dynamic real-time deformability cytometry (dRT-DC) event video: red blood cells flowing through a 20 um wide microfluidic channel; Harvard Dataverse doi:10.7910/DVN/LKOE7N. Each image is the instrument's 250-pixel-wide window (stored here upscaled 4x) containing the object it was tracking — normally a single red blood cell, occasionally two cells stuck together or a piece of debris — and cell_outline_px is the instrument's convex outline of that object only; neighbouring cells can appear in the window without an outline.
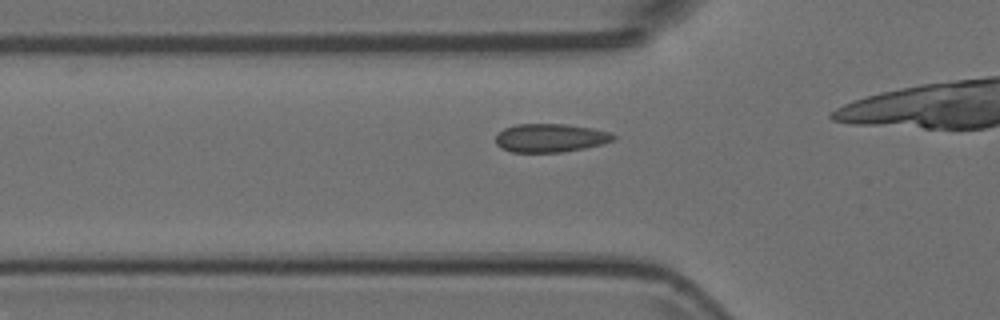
{"species": "Egyptian fruit bat (a non-hibernating species)", "species_latin": "Rousettus aegyptiacus", "temperature_condition": "room temperature", "stored_images_in_passage": 28, "camera_frame_rate_fps": 3000, "um_per_image_px": 0.085, "animal": {"sex": "female"}, "frame": {"image": 1, "passage_image": 3, "time_ms": 0.667, "image_size_px": [1000, 320], "cell_outline_px": [[616, 136], [612, 140], [600, 144], [584, 148], [560, 152], [512, 152], [500, 148], [496, 144], [496, 136], [504, 128], [516, 124], [564, 124], [592, 128], [612, 132]], "centroid_in_image_um": [46.76, 11.72], "position_along_channel_um": 79.0, "area_um2": 19.42}}
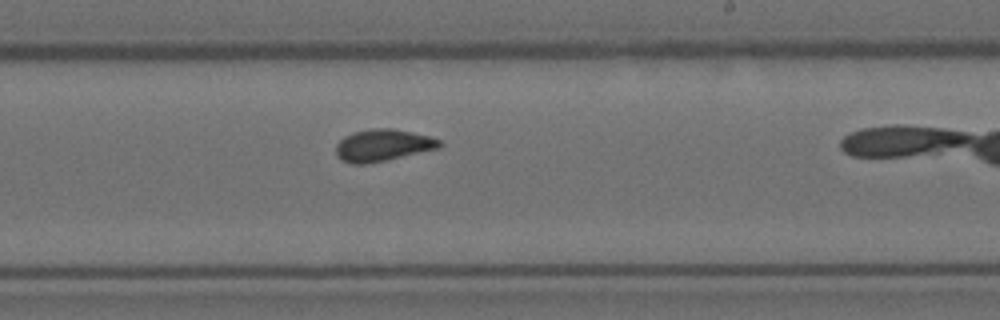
{"frame": {"image": 2, "passage_image": 17, "time_ms": 5.333, "image_size_px": [1000, 320], "cell_outline_px": [[444, 144], [440, 148], [384, 160], [364, 164], [352, 164], [340, 160], [336, 156], [336, 144], [344, 136], [352, 132], [376, 128], [392, 128], [412, 132], [428, 136], [440, 140]], "centroid_in_image_um": [32.52, 12.34], "position_along_channel_um": 256.5, "area_um2": 19.25}}
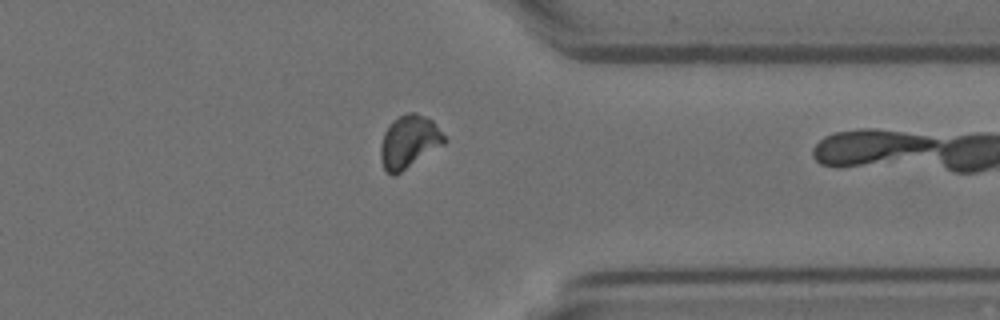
{"frame": {"image": 3, "passage_image": 27, "time_ms": 8.667, "image_size_px": [1000, 320], "cell_outline_px": [[448, 140], [444, 144], [396, 176], [392, 176], [384, 168], [380, 160], [380, 144], [384, 132], [388, 124], [392, 120], [408, 112], [416, 112], [432, 120]], "centroid_in_image_um": [34.75, 12.06], "position_along_channel_um": 376.7, "area_um2": 19.83}}